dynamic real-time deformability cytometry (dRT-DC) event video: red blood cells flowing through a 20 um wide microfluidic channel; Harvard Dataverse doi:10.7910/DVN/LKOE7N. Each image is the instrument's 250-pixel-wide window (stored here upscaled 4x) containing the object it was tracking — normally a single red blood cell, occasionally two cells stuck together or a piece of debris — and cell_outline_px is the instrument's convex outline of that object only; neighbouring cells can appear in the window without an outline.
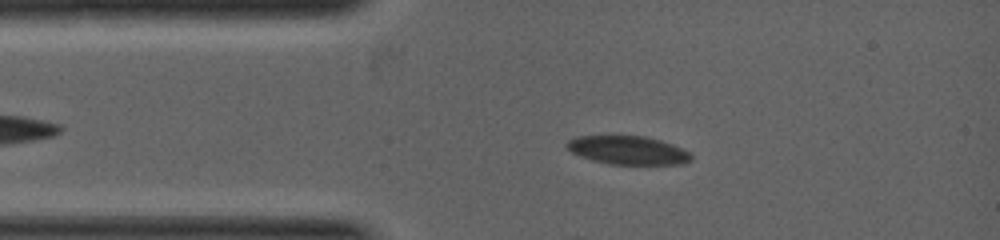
{"species": "common noctule bat (a hibernating species)", "species_latin": "Nyctalus noctula", "temperature_condition": "warm", "stored_images_in_passage": 25, "camera_frame_rate_fps": 5000, "um_per_image_px": 0.085, "animal": {"sex": "female", "body_mass_g": 19.0, "forearm_length_mm": 53.3}, "frame": {"image": 1, "passage_image": 9, "time_ms": 1.2, "image_size_px": [1000, 240], "cell_outline_px": [[692, 160], [680, 164], [612, 164], [580, 156], [572, 152], [568, 148], [568, 140], [576, 136], [644, 136], [660, 140], [672, 144], [688, 152], [692, 156]], "centroid_in_image_um": [53.39, 12.76], "position_along_channel_um": 31.6, "area_um2": 20.23}}
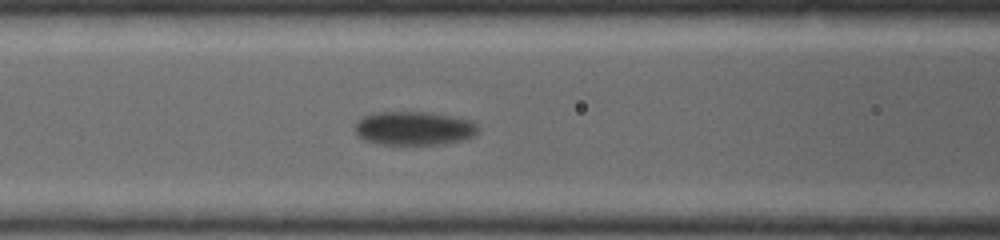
{"frame": {"image": 2, "passage_image": 20, "time_ms": 2.8, "image_size_px": [1000, 240], "cell_outline_px": [[476, 132], [472, 136], [464, 140], [444, 144], [380, 144], [364, 140], [356, 132], [356, 124], [364, 116], [376, 112], [432, 112], [452, 116], [468, 120], [476, 124]], "centroid_in_image_um": [35.19, 10.9], "position_along_channel_um": 131.4, "area_um2": 23.93}}
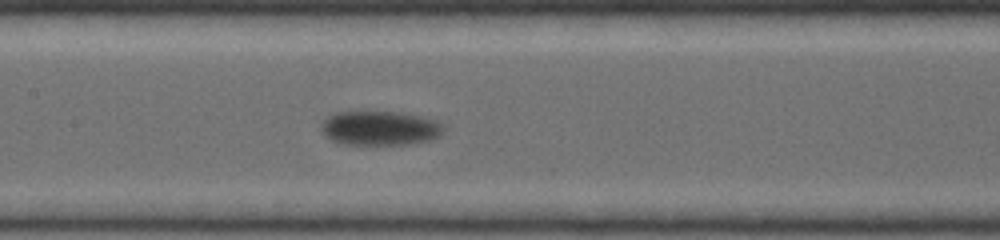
{"frame": {"image": 3, "passage_image": 24, "time_ms": 3.4, "image_size_px": [1000, 240], "cell_outline_px": [[444, 132], [440, 136], [424, 140], [404, 144], [348, 144], [332, 140], [320, 128], [320, 124], [332, 112], [404, 112], [436, 120], [444, 128]], "centroid_in_image_um": [32.28, 10.87], "position_along_channel_um": 175.1, "area_um2": 24.16}}